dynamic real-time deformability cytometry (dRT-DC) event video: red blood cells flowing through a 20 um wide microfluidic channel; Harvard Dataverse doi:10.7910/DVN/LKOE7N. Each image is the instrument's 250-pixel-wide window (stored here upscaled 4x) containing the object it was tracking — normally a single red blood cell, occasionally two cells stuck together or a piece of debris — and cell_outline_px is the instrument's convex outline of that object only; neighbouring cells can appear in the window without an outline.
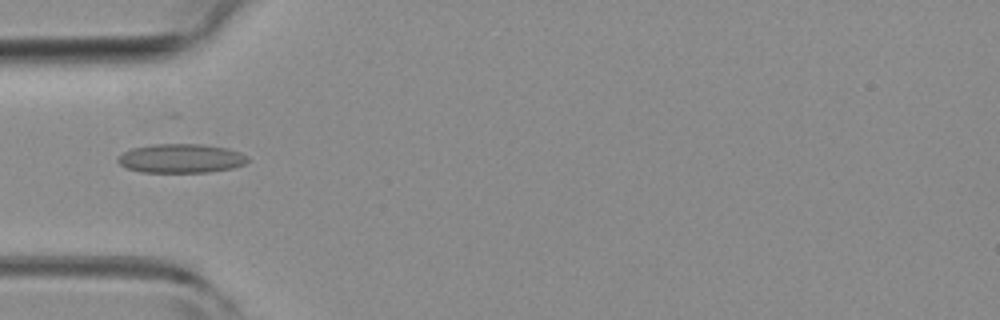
{"species": "common noctule bat (a hibernating species)", "species_latin": "Nyctalus noctula", "temperature_condition": "room temperature", "stored_images_in_passage": 4, "camera_frame_rate_fps": 3000, "um_per_image_px": 0.085, "animal": {"sex": "female", "body_mass_g": 19.3, "forearm_length_mm": 54.1}, "frame": {"image": 1, "passage_image": 4, "time_ms": 1.0, "image_size_px": [1000, 320], "cell_outline_px": [[248, 160], [244, 164], [232, 168], [208, 172], [140, 172], [128, 168], [120, 164], [116, 160], [124, 152], [132, 148], [152, 144], [204, 144], [228, 148], [240, 152], [248, 156]], "centroid_in_image_um": [15.4, 13.46], "position_along_channel_um": 69.6, "area_um2": 21.96}}